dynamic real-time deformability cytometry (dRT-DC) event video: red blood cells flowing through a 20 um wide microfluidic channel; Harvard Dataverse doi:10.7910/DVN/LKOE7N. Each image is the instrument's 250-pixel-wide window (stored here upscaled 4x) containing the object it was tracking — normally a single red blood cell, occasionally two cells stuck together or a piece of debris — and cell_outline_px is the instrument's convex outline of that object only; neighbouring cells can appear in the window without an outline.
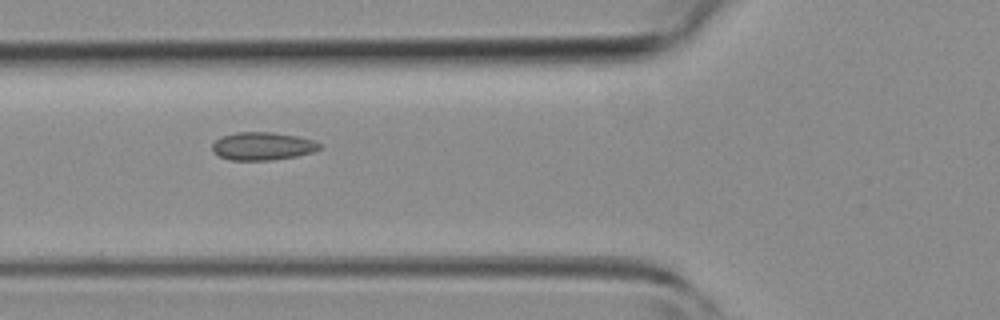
{"species": "common noctule bat (a hibernating species)", "species_latin": "Nyctalus noctula", "temperature_condition": "room temperature", "stored_images_in_passage": 5, "camera_frame_rate_fps": 3000, "um_per_image_px": 0.085, "animal": {"sex": "female", "body_mass_g": 19.3, "forearm_length_mm": 54.1}, "frame": {"image": 1, "passage_image": 5, "time_ms": 5.0, "image_size_px": [1000, 320], "cell_outline_px": [[324, 148], [312, 152], [296, 156], [272, 160], [228, 160], [212, 152], [212, 144], [216, 140], [224, 136], [236, 132], [272, 132], [296, 136], [312, 140], [320, 144]], "centroid_in_image_um": [22.31, 12.43], "position_along_channel_um": 103.5, "area_um2": 17.46}}